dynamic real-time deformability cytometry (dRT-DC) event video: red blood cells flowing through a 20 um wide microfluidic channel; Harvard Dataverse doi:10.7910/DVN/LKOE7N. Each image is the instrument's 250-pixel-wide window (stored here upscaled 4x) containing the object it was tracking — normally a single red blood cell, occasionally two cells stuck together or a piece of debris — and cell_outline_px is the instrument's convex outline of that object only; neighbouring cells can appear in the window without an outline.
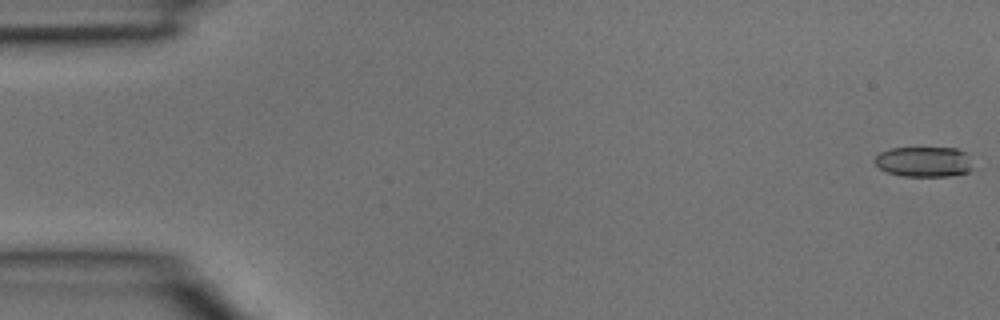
{"species": "common noctule bat (a hibernating species)", "species_latin": "Nyctalus noctula", "temperature_condition": "room temperature", "stored_images_in_passage": 3, "camera_frame_rate_fps": 3000, "um_per_image_px": 0.085, "animal": {"sex": "male", "body_mass_g": 15.6}, "frame": {"image": 1, "passage_image": 1, "time_ms": 0.0, "image_size_px": [1000, 320], "cell_outline_px": [[972, 168], [968, 172], [948, 176], [904, 176], [888, 172], [880, 168], [872, 160], [880, 152], [892, 148], [956, 148], [964, 152]], "centroid_in_image_um": [78.49, 13.75], "position_along_channel_um": 6.5, "area_um2": 17.05}}